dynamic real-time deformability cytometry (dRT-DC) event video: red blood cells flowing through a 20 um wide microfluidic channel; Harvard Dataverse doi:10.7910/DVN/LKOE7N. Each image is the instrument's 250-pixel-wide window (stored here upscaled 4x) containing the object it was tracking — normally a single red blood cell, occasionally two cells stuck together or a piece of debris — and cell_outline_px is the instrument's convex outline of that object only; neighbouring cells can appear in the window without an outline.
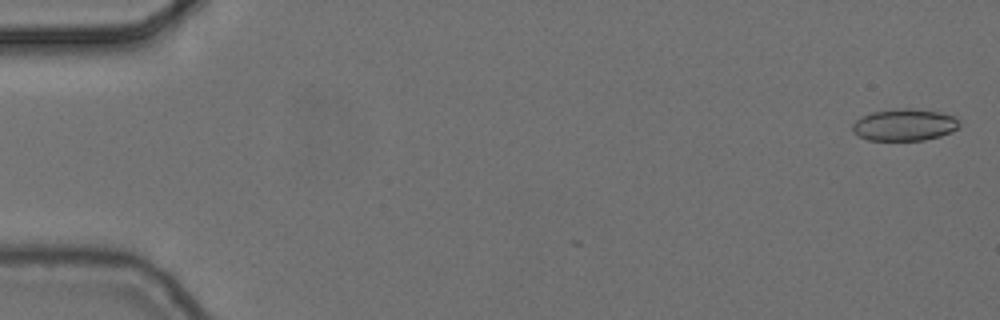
{"species": "common noctule bat (a hibernating species)", "species_latin": "Nyctalus noctula", "temperature_condition": "cold", "stored_images_in_passage": 3, "camera_frame_rate_fps": 3000, "um_per_image_px": 0.085, "animal": {"sex": "female", "body_mass_g": 24.6, "forearm_length_mm": 56.2}, "frame": {"image": 1, "passage_image": 1, "time_ms": 0.0, "image_size_px": [1000, 320], "cell_outline_px": [[960, 124], [952, 132], [940, 136], [924, 140], [868, 140], [852, 132], [852, 124], [860, 116], [872, 112], [900, 108], [912, 108], [940, 112], [956, 116], [960, 120]], "centroid_in_image_um": [76.89, 10.6], "position_along_channel_um": 8.1, "area_um2": 20.06}}